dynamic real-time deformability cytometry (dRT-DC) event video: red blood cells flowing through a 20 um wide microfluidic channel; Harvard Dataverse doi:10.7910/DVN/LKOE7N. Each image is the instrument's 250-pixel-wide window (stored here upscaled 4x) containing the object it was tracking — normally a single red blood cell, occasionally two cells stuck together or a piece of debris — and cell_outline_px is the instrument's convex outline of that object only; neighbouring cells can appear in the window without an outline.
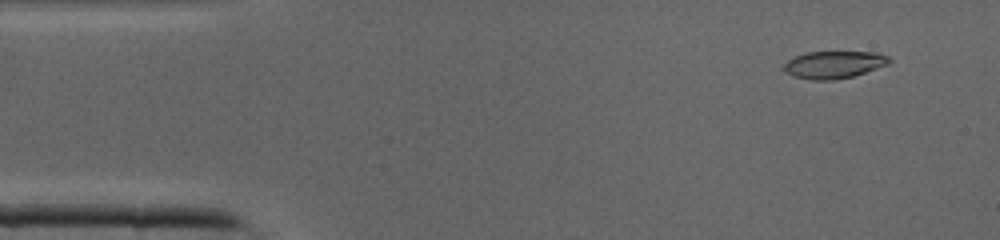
{"species": "common noctule bat (a hibernating species)", "species_latin": "Nyctalus noctula", "temperature_condition": "cold", "stored_images_in_passage": 12, "camera_frame_rate_fps": 3000, "um_per_image_px": 0.085, "animal": {"sex": "male", "body_mass_g": 19.0, "forearm_length_mm": 50.8}, "frame": {"image": 1, "passage_image": 3, "time_ms": 0.667, "image_size_px": [1000, 240], "cell_outline_px": [[892, 60], [888, 64], [852, 76], [832, 80], [812, 80], [792, 76], [784, 72], [780, 68], [788, 60], [804, 52], [876, 52], [888, 56]], "centroid_in_image_um": [70.82, 5.49], "position_along_channel_um": 14.2, "area_um2": 16.82}}
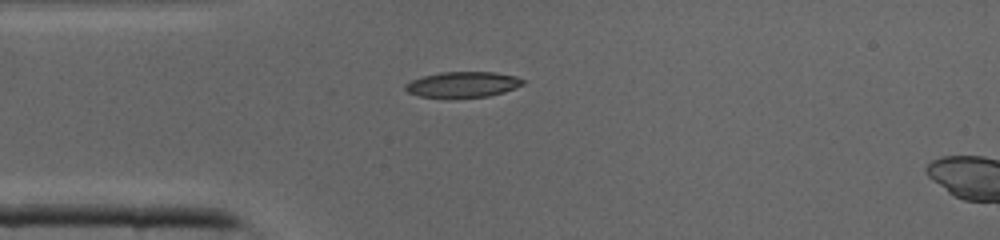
{"frame": {"image": 2, "passage_image": 10, "time_ms": 3.0, "image_size_px": [1000, 240], "cell_outline_px": [[524, 84], [516, 88], [504, 92], [488, 96], [420, 96], [408, 92], [404, 88], [404, 84], [412, 80], [424, 76], [440, 72], [492, 72], [516, 76], [524, 80]], "centroid_in_image_um": [39.36, 7.16], "position_along_channel_um": 45.6, "area_um2": 17.11}}